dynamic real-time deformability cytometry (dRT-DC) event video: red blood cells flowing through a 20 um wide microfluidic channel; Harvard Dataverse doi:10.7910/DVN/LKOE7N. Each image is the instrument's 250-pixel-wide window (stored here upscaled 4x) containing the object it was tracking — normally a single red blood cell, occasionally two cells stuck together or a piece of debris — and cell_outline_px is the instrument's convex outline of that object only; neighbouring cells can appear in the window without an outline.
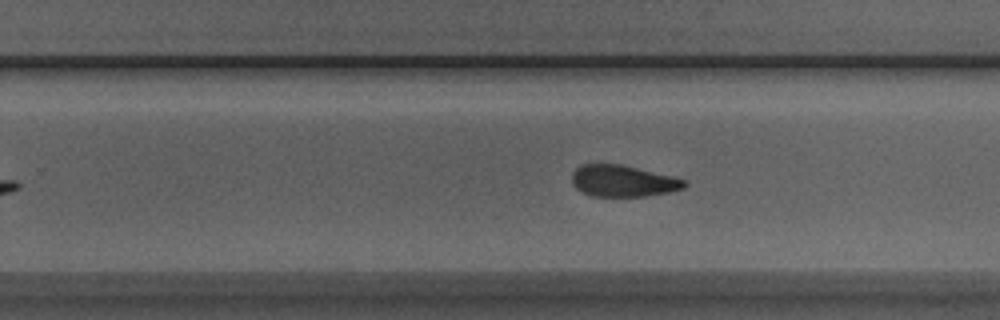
{"species": "Egyptian fruit bat (a non-hibernating species)", "species_latin": "Rousettus aegyptiacus", "temperature_condition": "room temperature", "stored_images_in_passage": 38, "camera_frame_rate_fps": 3000, "um_per_image_px": 0.085, "animal": {"sex": "male"}, "frame": {"image": 1, "passage_image": 17, "time_ms": 5.333, "image_size_px": [1000, 320], "cell_outline_px": [[688, 184], [684, 188], [668, 192], [644, 196], [592, 196], [580, 192], [572, 184], [572, 172], [580, 164], [620, 164], [672, 176], [684, 180]], "centroid_in_image_um": [52.91, 15.38], "position_along_channel_um": 276.9, "area_um2": 20.63}, "authors_computed_cell_mechanics": {"area_um2": 21.5883, "velocity_mm_per_s": 3.9019, "shape_relaxation_time_tau1_ms": null, "shape_relaxation_time_tau2_ms": 2.7818, "deformation_change_tau1": null, "deformation_change_tau2": 0.0936}}